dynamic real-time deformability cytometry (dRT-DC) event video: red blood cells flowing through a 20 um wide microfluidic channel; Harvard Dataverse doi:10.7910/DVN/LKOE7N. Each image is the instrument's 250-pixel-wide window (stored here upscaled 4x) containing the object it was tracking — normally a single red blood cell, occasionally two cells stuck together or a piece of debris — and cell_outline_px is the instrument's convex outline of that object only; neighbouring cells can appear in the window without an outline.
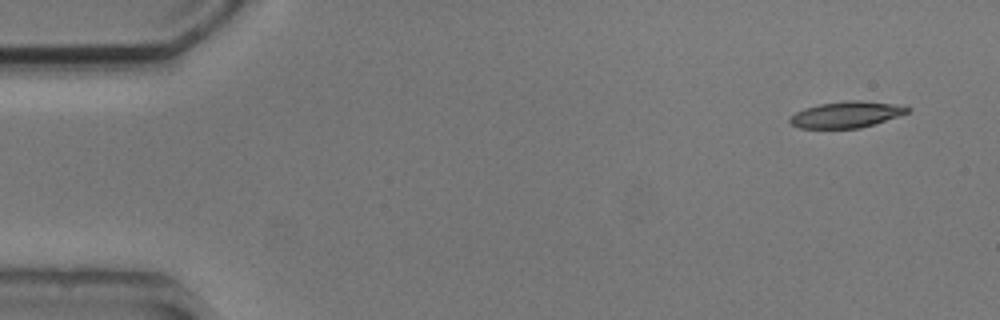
{"species": "common noctule bat (a hibernating species)", "species_latin": "Nyctalus noctula", "temperature_condition": "cold", "stored_images_in_passage": 6, "camera_frame_rate_fps": 3000, "um_per_image_px": 0.085, "animal": {"sex": "male", "body_mass_g": 20.5, "forearm_length_mm": 52.5}, "frame": {"image": 1, "passage_image": 1, "time_ms": 0.0, "image_size_px": [1000, 320], "cell_outline_px": [[912, 108], [908, 112], [860, 128], [800, 128], [792, 124], [788, 120], [796, 112], [804, 108], [820, 104], [848, 100], [860, 100], [896, 104]], "centroid_in_image_um": [71.92, 9.73], "position_along_channel_um": 13.1, "area_um2": 17.69}}
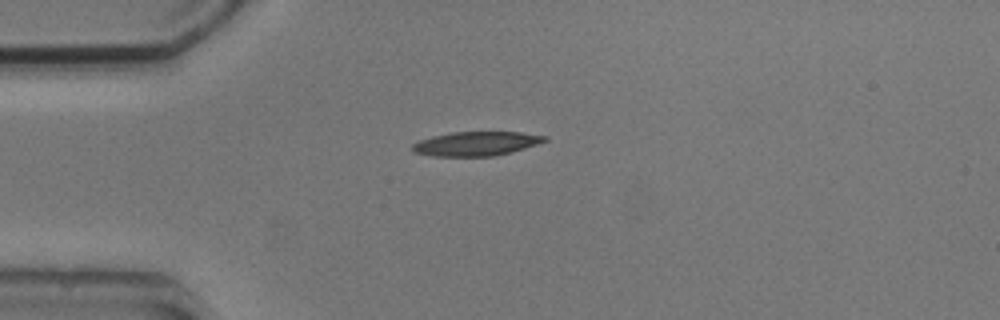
{"frame": {"image": 2, "passage_image": 4, "time_ms": 3.333, "image_size_px": [1000, 320], "cell_outline_px": [[548, 140], [512, 152], [492, 156], [432, 156], [412, 152], [412, 144], [420, 140], [432, 136], [452, 132], [520, 132], [548, 136]], "centroid_in_image_um": [40.46, 12.21], "position_along_channel_um": 44.5, "area_um2": 18.61}}
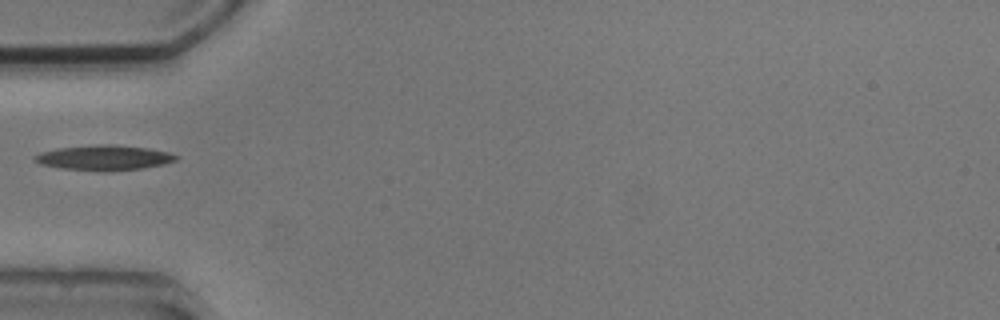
{"frame": {"image": 3, "passage_image": 5, "time_ms": 4.667, "image_size_px": [1000, 320], "cell_outline_px": [[180, 156], [176, 160], [164, 164], [144, 168], [104, 172], [100, 172], [60, 168], [40, 164], [32, 156], [40, 152], [60, 148], [100, 144], [112, 144], [148, 148], [168, 152]], "centroid_in_image_um": [8.86, 13.41], "position_along_channel_um": 76.1, "area_um2": 20.81}}